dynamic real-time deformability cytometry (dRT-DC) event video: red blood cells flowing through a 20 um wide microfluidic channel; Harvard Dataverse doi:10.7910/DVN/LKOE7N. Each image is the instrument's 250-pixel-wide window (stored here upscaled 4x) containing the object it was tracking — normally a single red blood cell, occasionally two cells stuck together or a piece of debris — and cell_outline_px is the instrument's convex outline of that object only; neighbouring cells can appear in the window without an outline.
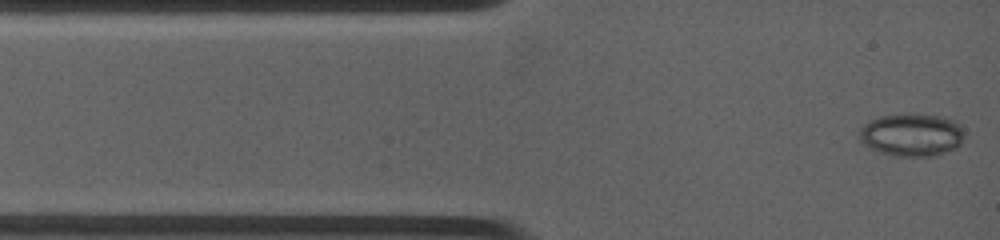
{"species": "common noctule bat (a hibernating species)", "species_latin": "Nyctalus noctula", "temperature_condition": "warm", "stored_images_in_passage": 3, "camera_frame_rate_fps": 4500, "um_per_image_px": 0.085, "animal": {"sex": "female", "body_mass_g": 19.0, "forearm_length_mm": 53.3}, "frame": {"image": 1, "passage_image": 1, "time_ms": 0.0, "image_size_px": [1000, 240], "cell_outline_px": [[960, 144], [956, 148], [936, 156], [892, 156], [880, 152], [864, 144], [860, 140], [860, 128], [868, 120], [880, 116], [944, 116], [960, 124]], "centroid_in_image_um": [77.45, 11.5], "position_along_channel_um": 7.5, "area_um2": 25.43}}